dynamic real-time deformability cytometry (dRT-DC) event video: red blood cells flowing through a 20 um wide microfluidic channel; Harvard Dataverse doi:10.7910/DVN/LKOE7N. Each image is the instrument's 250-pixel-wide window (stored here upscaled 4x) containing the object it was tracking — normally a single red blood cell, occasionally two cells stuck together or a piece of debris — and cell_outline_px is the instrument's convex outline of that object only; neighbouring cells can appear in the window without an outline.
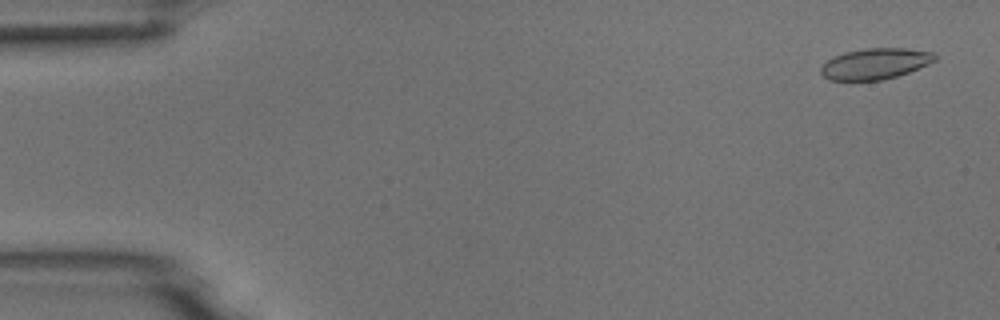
{"species": "common noctule bat (a hibernating species)", "species_latin": "Nyctalus noctula", "temperature_condition": "room temperature", "stored_images_in_passage": 5, "camera_frame_rate_fps": 3000, "um_per_image_px": 0.085, "animal": {"sex": "male", "body_mass_g": 18.8}, "frame": {"image": 1, "passage_image": 1, "time_ms": 0.0, "image_size_px": [1000, 320], "cell_outline_px": [[936, 60], [928, 64], [908, 72], [896, 76], [880, 80], [828, 80], [820, 72], [820, 68], [832, 56], [844, 52], [864, 48], [908, 48], [936, 52]], "centroid_in_image_um": [74.39, 5.4], "position_along_channel_um": 10.6, "area_um2": 20.63}}
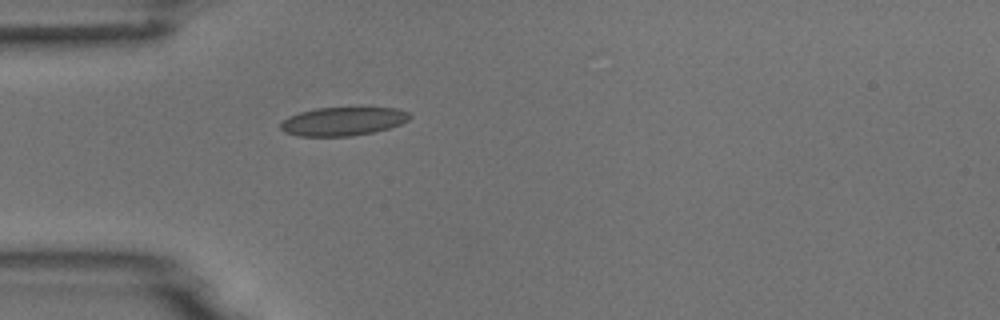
{"frame": {"image": 2, "passage_image": 5, "time_ms": 4.333, "image_size_px": [1000, 320], "cell_outline_px": [[412, 116], [408, 120], [400, 124], [388, 128], [372, 132], [352, 136], [296, 136], [284, 132], [280, 128], [280, 124], [288, 116], [300, 112], [316, 108], [396, 108], [408, 112]], "centroid_in_image_um": [29.12, 10.32], "position_along_channel_um": 55.9, "area_um2": 21.39}}